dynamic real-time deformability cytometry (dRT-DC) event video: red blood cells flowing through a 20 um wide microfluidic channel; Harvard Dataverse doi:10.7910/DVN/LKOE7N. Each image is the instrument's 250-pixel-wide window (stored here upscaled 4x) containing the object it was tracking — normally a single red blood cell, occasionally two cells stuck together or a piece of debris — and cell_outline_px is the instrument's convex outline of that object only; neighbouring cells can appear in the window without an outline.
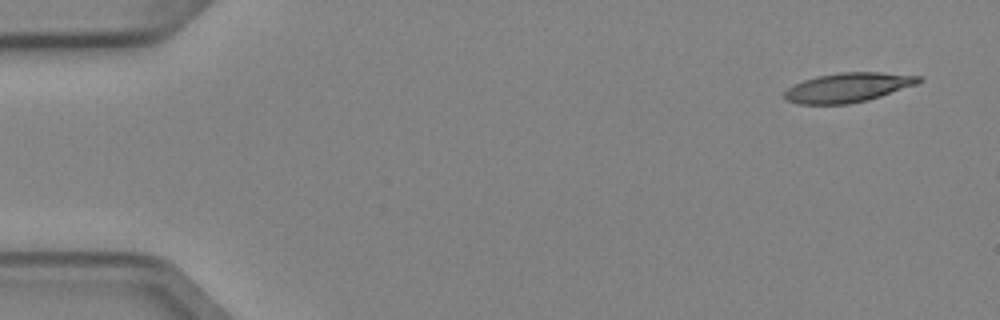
{"species": "Egyptian fruit bat (a non-hibernating species)", "species_latin": "Rousettus aegyptiacus", "temperature_condition": "cold", "stored_images_in_passage": 2, "camera_frame_rate_fps": 3000, "um_per_image_px": 0.085, "animal": {"sex": "female"}, "frame": {"image": 1, "passage_image": 1, "time_ms": 0.0, "image_size_px": [1000, 320], "cell_outline_px": [[924, 80], [916, 84], [868, 100], [848, 104], [800, 104], [784, 100], [784, 92], [788, 88], [804, 80], [816, 76], [840, 72], [880, 72], [920, 76]], "centroid_in_image_um": [72.06, 7.43], "position_along_channel_um": 12.9, "area_um2": 22.89}}